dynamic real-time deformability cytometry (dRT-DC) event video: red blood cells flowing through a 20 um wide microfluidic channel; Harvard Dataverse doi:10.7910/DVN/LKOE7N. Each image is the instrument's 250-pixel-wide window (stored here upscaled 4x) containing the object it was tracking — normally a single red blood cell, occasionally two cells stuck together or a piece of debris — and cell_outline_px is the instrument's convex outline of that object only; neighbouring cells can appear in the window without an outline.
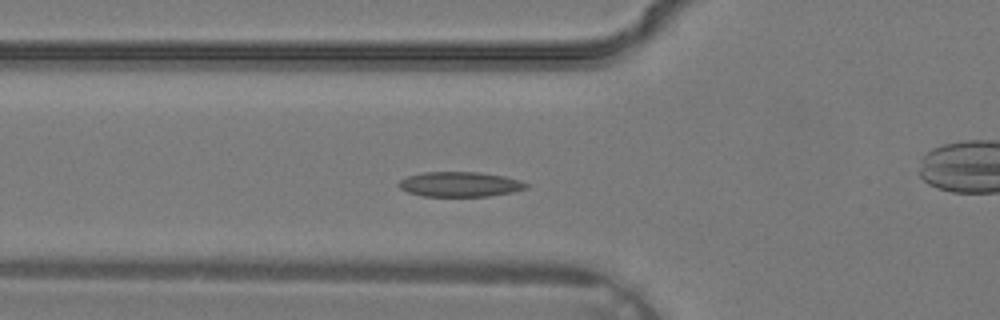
{"species": "common noctule bat (a hibernating species)", "species_latin": "Nyctalus noctula", "temperature_condition": "warm", "stored_images_in_passage": 28, "camera_frame_rate_fps": 3000, "um_per_image_px": 0.085, "animal": {"sex": "male", "body_mass_g": 19.2, "forearm_length_mm": 51.8}, "frame": {"image": 1, "passage_image": 6, "time_ms": 1.667, "image_size_px": [1000, 320], "cell_outline_px": [[528, 188], [512, 192], [488, 196], [424, 196], [408, 192], [400, 188], [396, 184], [400, 180], [408, 176], [424, 172], [480, 172], [504, 176], [520, 180], [528, 184]], "centroid_in_image_um": [39.09, 15.66], "position_along_channel_um": 86.7, "area_um2": 18.5}}
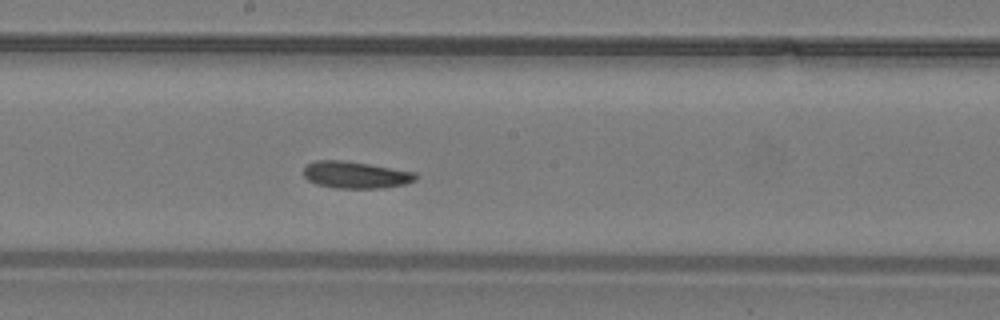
{"frame": {"image": 2, "passage_image": 13, "time_ms": 4.0, "image_size_px": [1000, 320], "cell_outline_px": [[416, 180], [404, 184], [384, 188], [336, 188], [316, 184], [308, 180], [304, 176], [304, 168], [308, 164], [316, 160], [344, 160], [416, 172]], "centroid_in_image_um": [30.22, 14.86], "position_along_channel_um": 218.0, "area_um2": 17.51}}
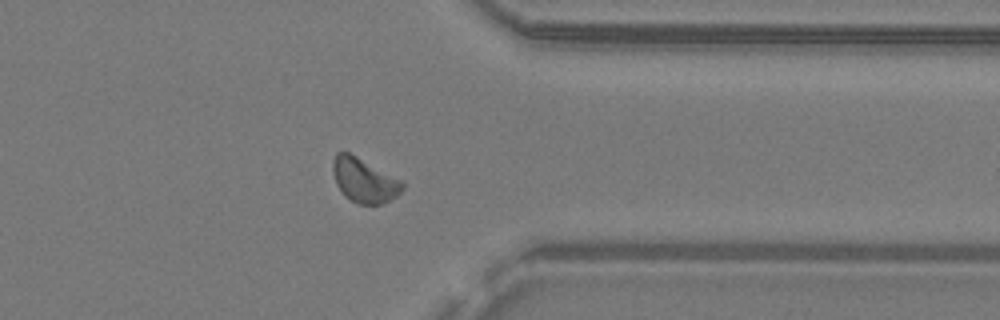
{"frame": {"image": 3, "passage_image": 22, "time_ms": 7.0, "image_size_px": [1000, 320], "cell_outline_px": [[404, 188], [396, 196], [384, 204], [356, 204], [344, 196], [336, 184], [332, 172], [332, 160], [336, 152], [348, 152], [404, 180]], "centroid_in_image_um": [30.96, 15.33], "position_along_channel_um": 380.4, "area_um2": 18.32}}